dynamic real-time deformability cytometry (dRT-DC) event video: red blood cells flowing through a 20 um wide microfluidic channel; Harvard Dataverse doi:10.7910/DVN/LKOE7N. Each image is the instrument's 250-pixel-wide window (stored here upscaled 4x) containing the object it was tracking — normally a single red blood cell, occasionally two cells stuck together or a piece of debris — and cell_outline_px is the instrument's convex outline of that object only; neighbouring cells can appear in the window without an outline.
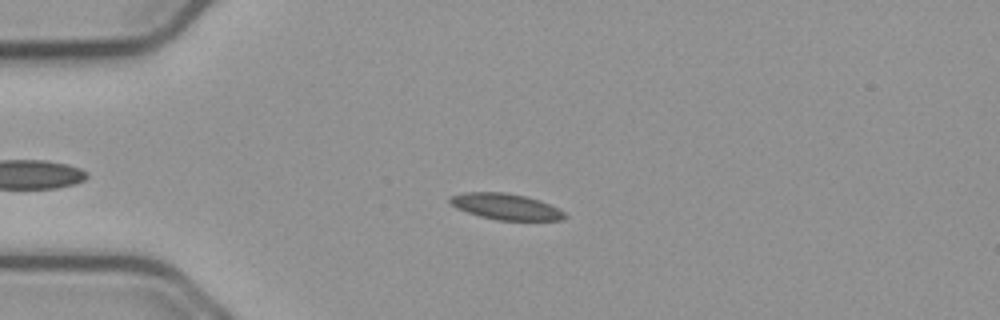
{"species": "common noctule bat (a hibernating species)", "species_latin": "Nyctalus noctula", "temperature_condition": "cold", "stored_images_in_passage": 26, "camera_frame_rate_fps": 3000, "um_per_image_px": 0.085, "animal": {"sex": "male", "body_mass_g": 23.1, "forearm_length_mm": 52.7}, "frame": {"image": 1, "passage_image": 10, "time_ms": 3.0, "image_size_px": [1000, 320], "cell_outline_px": [[568, 216], [564, 220], [496, 220], [480, 216], [456, 208], [448, 200], [448, 196], [464, 192], [504, 192], [524, 196], [540, 200], [564, 212]], "centroid_in_image_um": [42.97, 17.56], "position_along_channel_um": 42.0, "area_um2": 17.4}}
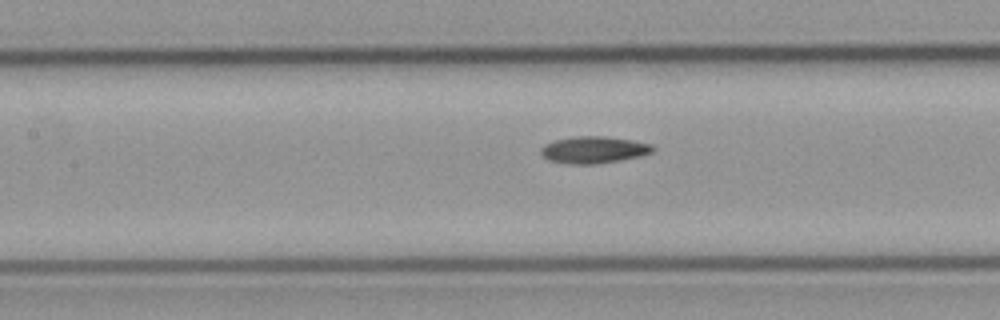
{"frame": {"image": 2, "passage_image": 20, "time_ms": 6.333, "image_size_px": [1000, 320], "cell_outline_px": [[656, 148], [652, 152], [640, 156], [620, 160], [596, 164], [572, 164], [548, 160], [540, 152], [540, 148], [544, 144], [556, 140], [572, 136], [604, 136], [632, 140], [652, 144]], "centroid_in_image_um": [50.47, 12.73], "position_along_channel_um": 156.9, "area_um2": 17.57}}
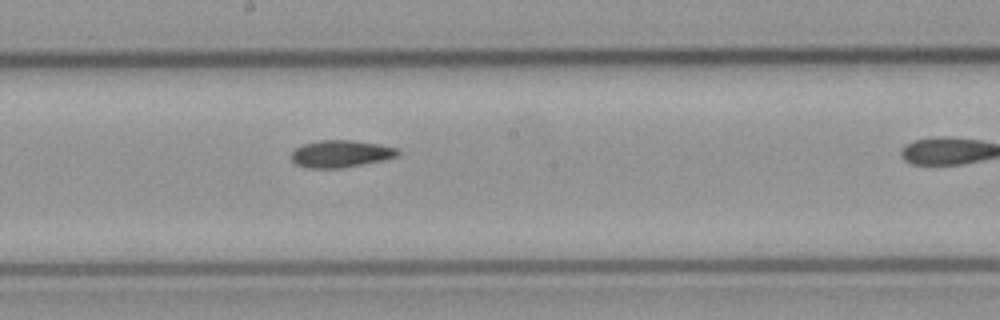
{"frame": {"image": 3, "passage_image": 25, "time_ms": 8.0, "image_size_px": [1000, 320], "cell_outline_px": [[400, 152], [396, 156], [384, 160], [340, 168], [308, 168], [296, 164], [288, 156], [296, 148], [304, 144], [320, 140], [352, 140], [376, 144], [396, 148]], "centroid_in_image_um": [28.91, 13.07], "position_along_channel_um": 219.3, "area_um2": 16.7}}